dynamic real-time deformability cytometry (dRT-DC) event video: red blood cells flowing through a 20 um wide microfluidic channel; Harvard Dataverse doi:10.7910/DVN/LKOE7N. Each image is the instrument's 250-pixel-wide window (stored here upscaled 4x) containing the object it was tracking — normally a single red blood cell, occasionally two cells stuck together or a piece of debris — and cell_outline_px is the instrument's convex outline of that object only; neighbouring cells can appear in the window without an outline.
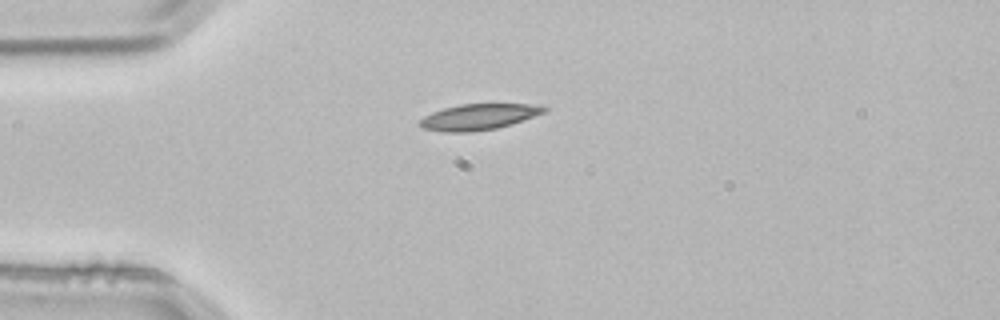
{"species": "common noctule bat (a hibernating species)", "species_latin": "Nyctalus noctula", "temperature_condition": "room temperature", "stored_images_in_passage": 1, "camera_frame_rate_fps": 3000, "um_per_image_px": 0.085, "animal": {"sex": "male", "body_mass_g": 21.5, "forearm_length_mm": 52.0}, "frame": {"image": 1, "passage_image": 1, "time_ms": 0.0, "image_size_px": [1000, 320], "cell_outline_px": [[548, 108], [544, 112], [512, 124], [496, 128], [472, 132], [444, 132], [424, 128], [420, 124], [420, 120], [424, 116], [432, 112], [444, 108], [460, 104], [528, 104]], "centroid_in_image_um": [40.65, 9.94], "position_along_channel_um": 44.3, "area_um2": 18.5}}